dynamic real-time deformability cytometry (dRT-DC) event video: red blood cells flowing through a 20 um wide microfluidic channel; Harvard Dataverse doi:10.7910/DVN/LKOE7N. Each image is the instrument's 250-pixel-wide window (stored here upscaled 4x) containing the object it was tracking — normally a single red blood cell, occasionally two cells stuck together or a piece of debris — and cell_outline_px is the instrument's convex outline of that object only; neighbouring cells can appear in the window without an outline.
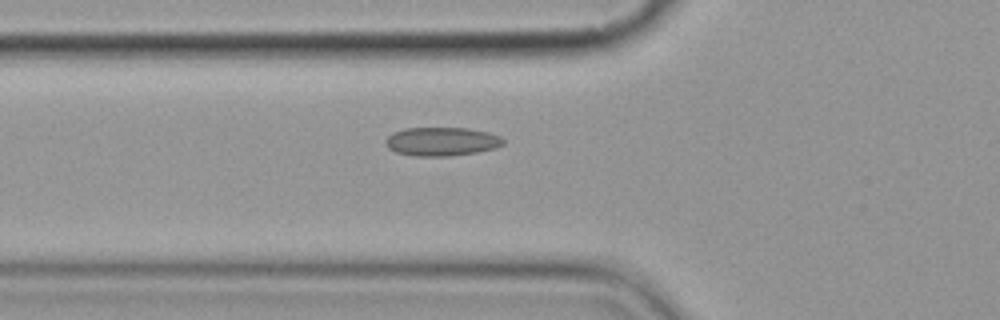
{"species": "common noctule bat (a hibernating species)", "species_latin": "Nyctalus noctula", "temperature_condition": "cold", "stored_images_in_passage": 8, "camera_frame_rate_fps": 3000, "um_per_image_px": 0.085, "animal": {"sex": "female", "body_mass_g": 19.9}, "frame": {"image": 1, "passage_image": 8, "time_ms": 8.333, "image_size_px": [1000, 320], "cell_outline_px": [[504, 144], [496, 148], [476, 152], [448, 156], [416, 156], [396, 152], [388, 148], [384, 140], [392, 132], [404, 128], [468, 128], [488, 132], [500, 136], [504, 140]], "centroid_in_image_um": [37.53, 12.02], "position_along_channel_um": 88.3, "area_um2": 19.71}}